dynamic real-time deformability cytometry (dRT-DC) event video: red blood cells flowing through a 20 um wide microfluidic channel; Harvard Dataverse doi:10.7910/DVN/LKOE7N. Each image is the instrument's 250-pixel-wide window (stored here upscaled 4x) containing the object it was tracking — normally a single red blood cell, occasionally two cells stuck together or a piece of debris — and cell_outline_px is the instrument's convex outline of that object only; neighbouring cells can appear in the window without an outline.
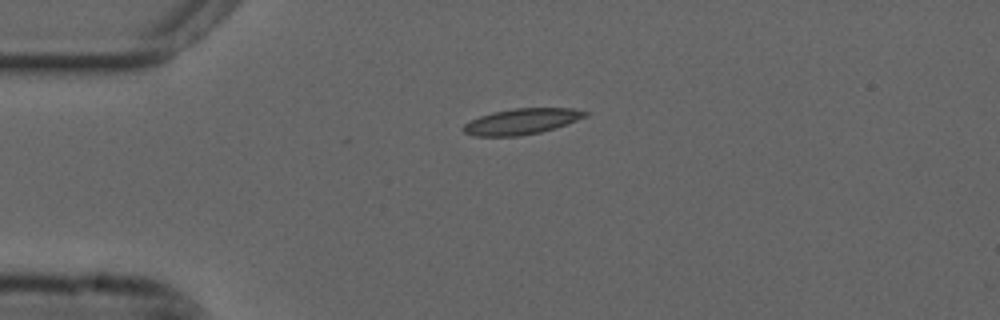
{"species": "common noctule bat (a hibernating species)", "species_latin": "Nyctalus noctula", "temperature_condition": "cold", "stored_images_in_passage": 43, "camera_frame_rate_fps": 3000, "um_per_image_px": 0.085, "animal": {"sex": "male", "forearm_length_mm": 52.5}, "frame": {"image": 1, "passage_image": 1, "time_ms": 0.0, "image_size_px": [1000, 320], "cell_outline_px": [[588, 116], [568, 124], [556, 128], [540, 132], [520, 136], [472, 136], [464, 132], [460, 128], [464, 124], [480, 116], [492, 112], [516, 108], [572, 108], [588, 112]], "centroid_in_image_um": [44.35, 10.33], "position_along_channel_um": 40.7, "area_um2": 18.44}}
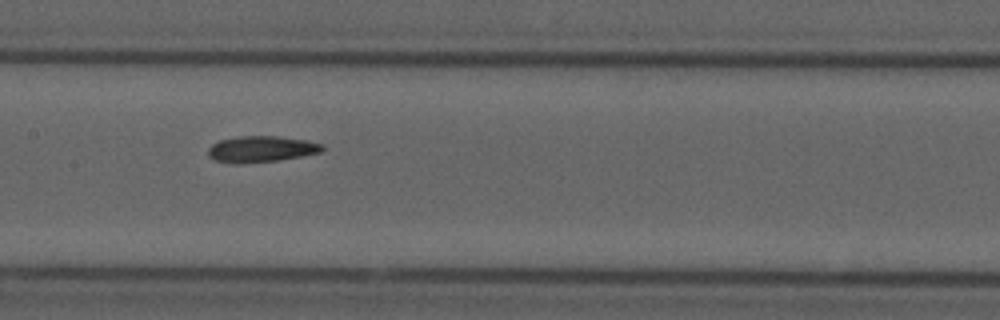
{"frame": {"image": 2, "passage_image": 15, "time_ms": 4.667, "image_size_px": [1000, 320], "cell_outline_px": [[324, 148], [320, 152], [280, 160], [240, 164], [236, 164], [216, 160], [208, 156], [208, 148], [212, 144], [220, 140], [236, 136], [276, 136], [304, 140], [324, 144]], "centroid_in_image_um": [22.17, 12.67], "position_along_channel_um": 185.2, "area_um2": 17.4}}
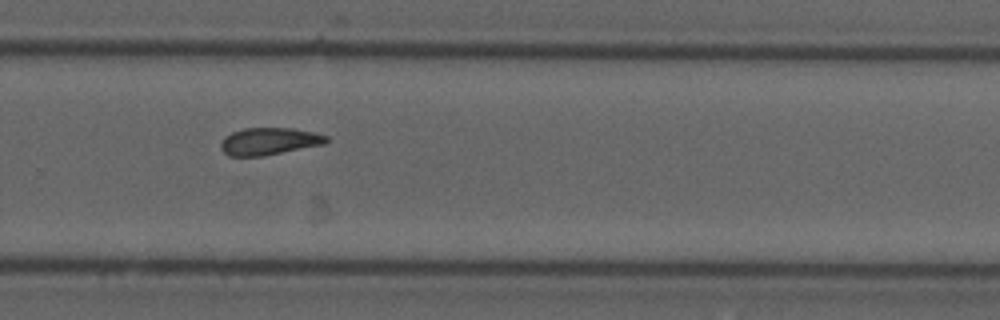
{"frame": {"image": 3, "passage_image": 25, "time_ms": 8.0, "image_size_px": [1000, 320], "cell_outline_px": [[328, 140], [324, 144], [264, 156], [228, 156], [220, 148], [220, 144], [224, 136], [232, 132], [244, 128], [292, 128], [312, 132], [328, 136]], "centroid_in_image_um": [22.84, 12.01], "position_along_channel_um": 307.0, "area_um2": 16.76}, "authors_computed_cell_mechanics": {"area_um2": 17.2822, "velocity_mm_per_s": 3.6704, "shape_relaxation_time_tau1_ms": 10.8831, "shape_relaxation_time_tau2_ms": 4.6482, "deformation_change_tau1": 0.2377, "deformation_change_tau2": 0.0913}}